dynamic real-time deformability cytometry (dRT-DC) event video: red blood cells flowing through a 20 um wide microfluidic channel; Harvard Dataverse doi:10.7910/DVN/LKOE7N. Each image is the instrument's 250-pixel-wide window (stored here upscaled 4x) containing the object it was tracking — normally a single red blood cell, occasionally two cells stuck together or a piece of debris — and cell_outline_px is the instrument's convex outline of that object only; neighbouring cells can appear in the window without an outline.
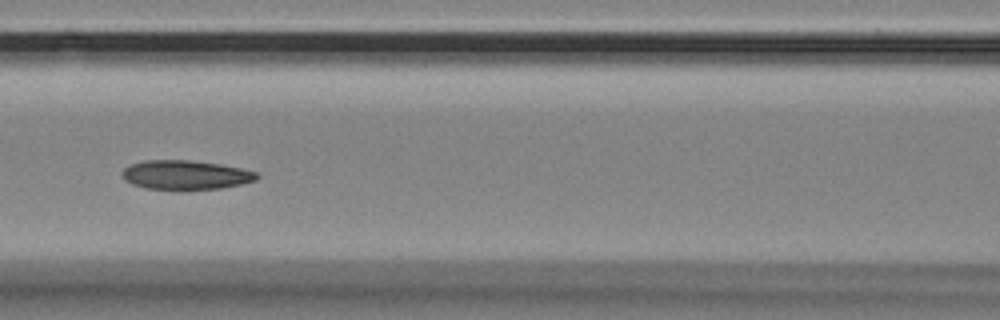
{"species": "Egyptian fruit bat (a non-hibernating species)", "species_latin": "Rousettus aegyptiacus", "temperature_condition": "room temperature", "stored_images_in_passage": 42, "camera_frame_rate_fps": 3000, "um_per_image_px": 0.085, "animal": {"sex": "female"}, "frame": {"image": 1, "passage_image": 24, "time_ms": 7.667, "image_size_px": [1000, 320], "cell_outline_px": [[260, 176], [256, 180], [240, 184], [220, 188], [180, 192], [144, 188], [132, 184], [124, 180], [120, 172], [124, 168], [132, 164], [144, 160], [192, 160], [220, 164], [240, 168], [256, 172]], "centroid_in_image_um": [15.73, 14.9], "position_along_channel_um": 150.9, "area_um2": 23.64}}